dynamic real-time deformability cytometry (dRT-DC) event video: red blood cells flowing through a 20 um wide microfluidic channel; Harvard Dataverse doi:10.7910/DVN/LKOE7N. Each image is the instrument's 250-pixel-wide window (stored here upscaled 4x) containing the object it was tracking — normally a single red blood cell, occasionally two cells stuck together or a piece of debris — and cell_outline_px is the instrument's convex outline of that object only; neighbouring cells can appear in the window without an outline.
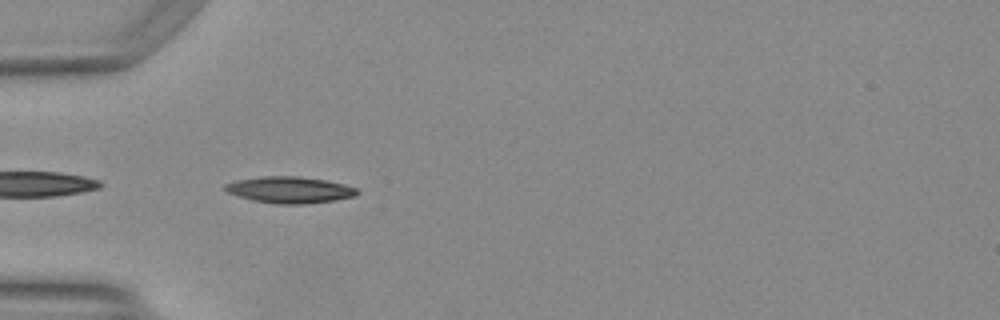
{"species": "Egyptian fruit bat (a non-hibernating species)", "species_latin": "Rousettus aegyptiacus", "temperature_condition": "warm", "stored_images_in_passage": 29, "camera_frame_rate_fps": 3000, "um_per_image_px": 0.085, "animal": {"sex": "female"}, "frame": {"image": 1, "passage_image": 1, "time_ms": 0.0, "image_size_px": [1000, 320], "cell_outline_px": [[360, 192], [356, 196], [332, 200], [304, 204], [276, 204], [252, 200], [228, 192], [224, 188], [224, 184], [236, 180], [260, 176], [296, 176], [324, 180], [344, 184], [356, 188]], "centroid_in_image_um": [24.61, 16.13], "position_along_channel_um": 60.4, "area_um2": 20.23}}
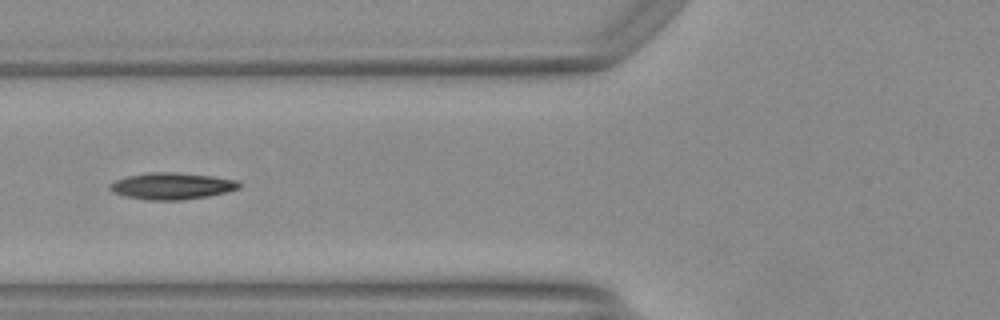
{"frame": {"image": 2, "passage_image": 5, "time_ms": 1.333, "image_size_px": [1000, 320], "cell_outline_px": [[240, 188], [208, 196], [180, 200], [148, 200], [124, 196], [112, 192], [108, 188], [108, 184], [116, 180], [128, 176], [148, 172], [176, 172], [212, 176], [236, 180], [240, 184]], "centroid_in_image_um": [14.55, 15.81], "position_along_channel_um": 111.2, "area_um2": 20.06}, "authors_computed_cell_mechanics": {"area_um2": 19.1896, "velocity_mm_per_s": 4.1754, "shape_relaxation_time_tau1_ms": 6.5731, "shape_relaxation_time_tau2_ms": 3.5789, "deformation_change_tau1": 0.225, "deformation_change_tau2": 0.0943}}